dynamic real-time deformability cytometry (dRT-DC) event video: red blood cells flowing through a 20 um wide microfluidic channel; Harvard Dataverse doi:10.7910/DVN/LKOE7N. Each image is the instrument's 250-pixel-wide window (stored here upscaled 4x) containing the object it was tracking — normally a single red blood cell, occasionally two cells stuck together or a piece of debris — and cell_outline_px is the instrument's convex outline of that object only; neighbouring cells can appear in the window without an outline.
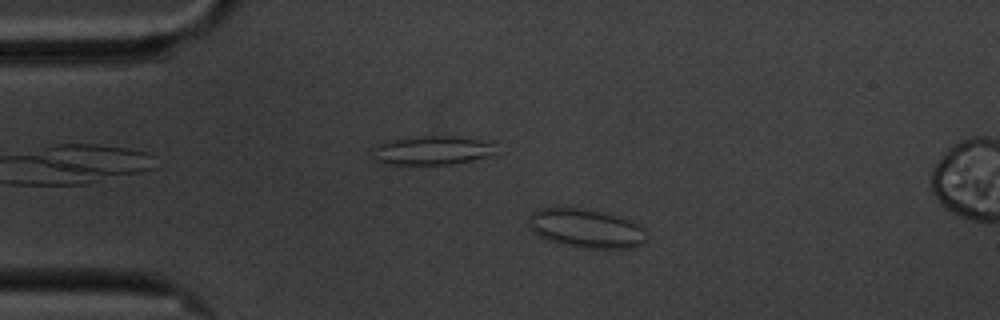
{"species": "common noctule bat (a hibernating species)", "species_latin": "Nyctalus noctula", "temperature_condition": "cold", "stored_images_in_passage": 51, "camera_frame_rate_fps": 3000, "um_per_image_px": 0.085, "animal": {"sex": "male", "body_mass_g": 20.1, "forearm_length_mm": 53.5}, "frame": {"image": 1, "passage_image": 4, "time_ms": 1.0, "image_size_px": [1000, 320], "cell_outline_px": [[648, 236], [640, 244], [632, 248], [588, 248], [548, 240], [532, 232], [528, 228], [528, 216], [532, 212], [540, 208], [584, 208], [604, 212], [620, 216], [632, 220]], "centroid_in_image_um": [49.78, 19.39], "position_along_channel_um": 35.2, "area_um2": 26.59}}
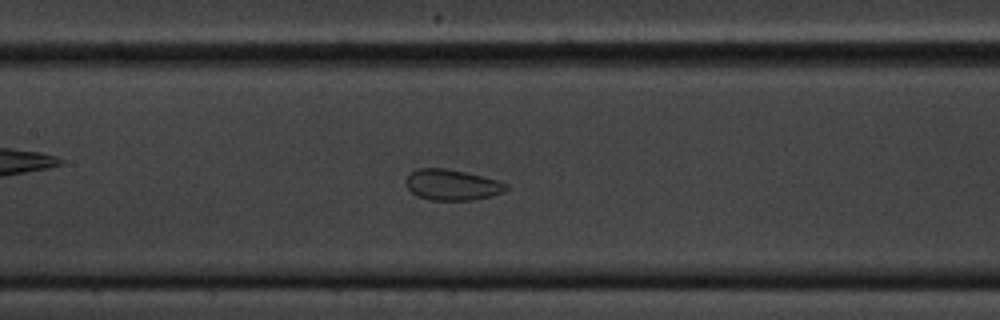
{"frame": {"image": 2, "passage_image": 19, "time_ms": 6.0, "image_size_px": [1000, 320], "cell_outline_px": [[508, 188], [504, 192], [492, 196], [472, 200], [432, 200], [416, 196], [404, 184], [408, 176], [416, 168], [444, 168], [464, 172], [500, 180], [508, 184]], "centroid_in_image_um": [38.44, 15.71], "position_along_channel_um": 169.0, "area_um2": 18.09}}
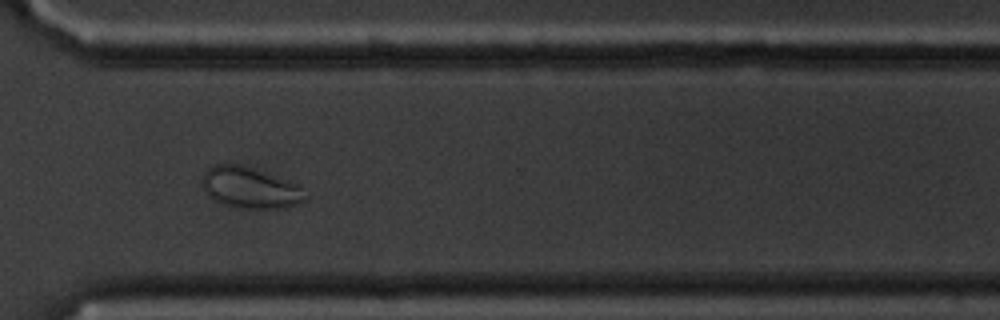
{"frame": {"image": 3, "passage_image": 35, "time_ms": 11.333, "image_size_px": [1000, 320], "cell_outline_px": [[308, 200], [296, 204], [272, 208], [240, 208], [224, 204], [212, 200], [208, 196], [200, 180], [204, 172], [212, 164], [236, 164], [288, 180], [300, 184], [308, 196]], "centroid_in_image_um": [21.24, 15.96], "position_along_channel_um": 349.4, "area_um2": 24.62}}